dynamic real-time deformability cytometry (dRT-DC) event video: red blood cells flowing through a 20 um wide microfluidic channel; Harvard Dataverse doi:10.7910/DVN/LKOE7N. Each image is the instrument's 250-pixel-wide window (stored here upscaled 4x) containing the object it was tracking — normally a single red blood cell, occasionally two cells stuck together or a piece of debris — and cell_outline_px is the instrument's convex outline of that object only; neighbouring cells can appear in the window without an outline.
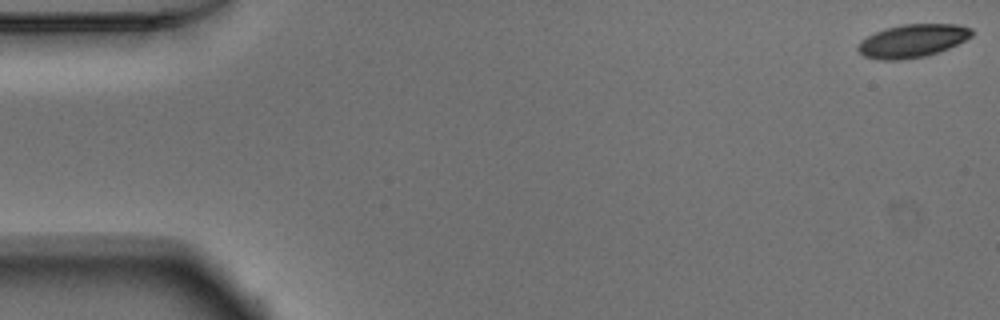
{"species": "Egyptian fruit bat (a non-hibernating species)", "species_latin": "Rousettus aegyptiacus", "temperature_condition": "warm", "stored_images_in_passage": 52, "camera_frame_rate_fps": 3000, "um_per_image_px": 0.085, "animal": {"sex": "male"}, "frame": {"image": 1, "passage_image": 1, "time_ms": 0.0, "image_size_px": [1000, 320], "cell_outline_px": [[972, 36], [948, 48], [924, 56], [900, 60], [880, 60], [864, 56], [856, 48], [860, 40], [884, 28], [904, 24], [960, 24], [972, 28]], "centroid_in_image_um": [77.54, 3.46], "position_along_channel_um": 7.5, "area_um2": 21.85}}
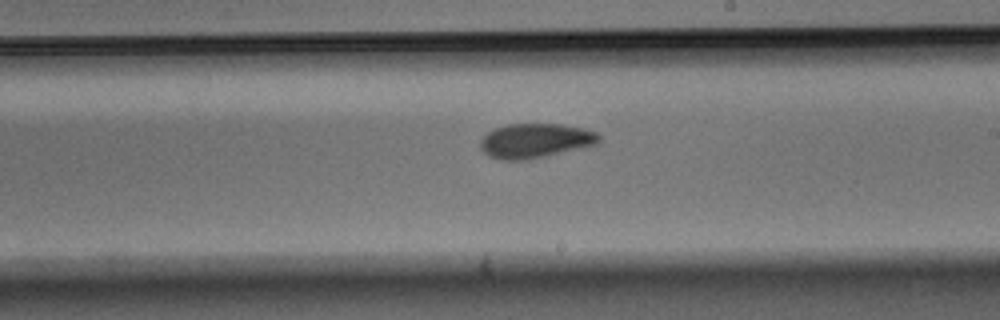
{"frame": {"image": 2, "passage_image": 30, "time_ms": 9.667, "image_size_px": [1000, 320], "cell_outline_px": [[600, 144], [544, 156], [524, 160], [500, 160], [488, 156], [480, 148], [480, 140], [492, 128], [508, 124], [560, 124], [584, 128], [596, 132], [600, 136]], "centroid_in_image_um": [45.49, 11.96], "position_along_channel_um": 243.5, "area_um2": 23.99}}
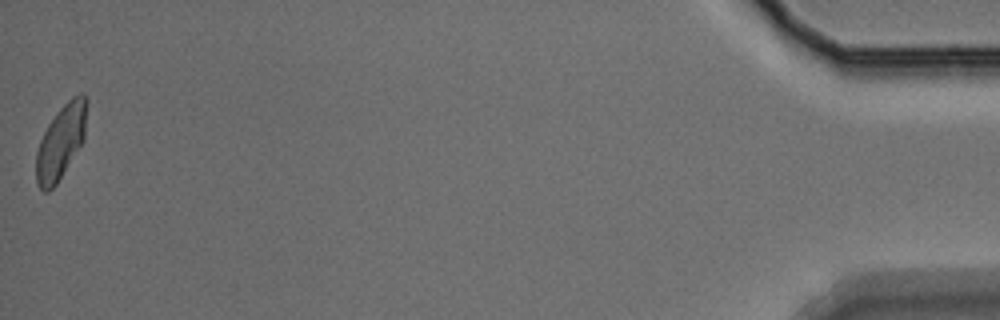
{"frame": {"image": 3, "passage_image": 52, "time_ms": 17.0, "image_size_px": [1000, 320], "cell_outline_px": [[88, 100], [84, 140], [56, 184], [48, 192], [44, 192], [36, 184], [36, 152], [40, 140], [48, 124], [60, 108], [72, 96], [80, 92], [84, 92]], "centroid_in_image_um": [5.19, 12.02], "position_along_channel_um": 430.0, "area_um2": 21.91}, "authors_computed_cell_mechanics": {"area_um2": 22.8021, "velocity_mm_per_s": 3.8694, "shape_relaxation_time_tau1_ms": 4.2978, "shape_relaxation_time_tau2_ms": 4.0053, "deformation_change_tau1": 0.1424, "deformation_change_tau2": 0.096}}